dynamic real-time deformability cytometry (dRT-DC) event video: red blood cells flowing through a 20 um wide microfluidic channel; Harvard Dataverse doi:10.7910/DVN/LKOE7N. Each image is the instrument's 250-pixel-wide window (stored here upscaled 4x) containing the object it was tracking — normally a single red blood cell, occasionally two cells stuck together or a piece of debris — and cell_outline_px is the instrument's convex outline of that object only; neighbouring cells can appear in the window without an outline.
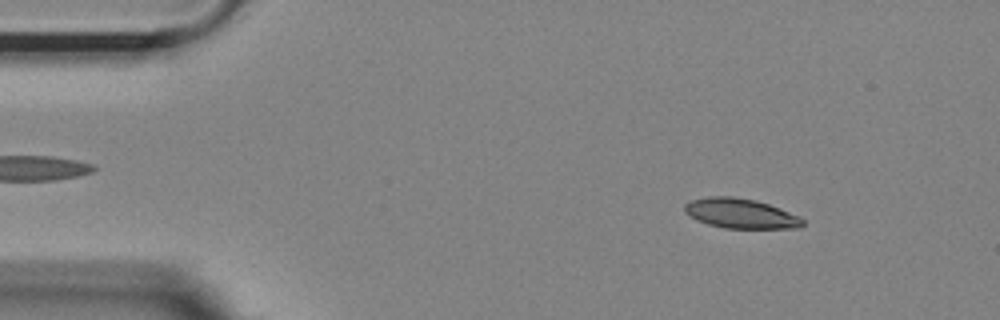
{"species": "Egyptian fruit bat (a non-hibernating species)", "species_latin": "Rousettus aegyptiacus", "temperature_condition": "room temperature", "stored_images_in_passage": 13, "camera_frame_rate_fps": 3000, "um_per_image_px": 0.085, "animal": {"sex": "female"}, "frame": {"image": 1, "passage_image": 6, "time_ms": 1.667, "image_size_px": [1000, 320], "cell_outline_px": [[804, 224], [800, 228], [724, 228], [708, 224], [696, 220], [688, 216], [684, 212], [684, 204], [692, 200], [708, 196], [732, 196], [756, 200], [780, 208], [800, 216], [804, 220]], "centroid_in_image_um": [62.94, 18.14], "position_along_channel_um": 22.1, "area_um2": 20.69}}